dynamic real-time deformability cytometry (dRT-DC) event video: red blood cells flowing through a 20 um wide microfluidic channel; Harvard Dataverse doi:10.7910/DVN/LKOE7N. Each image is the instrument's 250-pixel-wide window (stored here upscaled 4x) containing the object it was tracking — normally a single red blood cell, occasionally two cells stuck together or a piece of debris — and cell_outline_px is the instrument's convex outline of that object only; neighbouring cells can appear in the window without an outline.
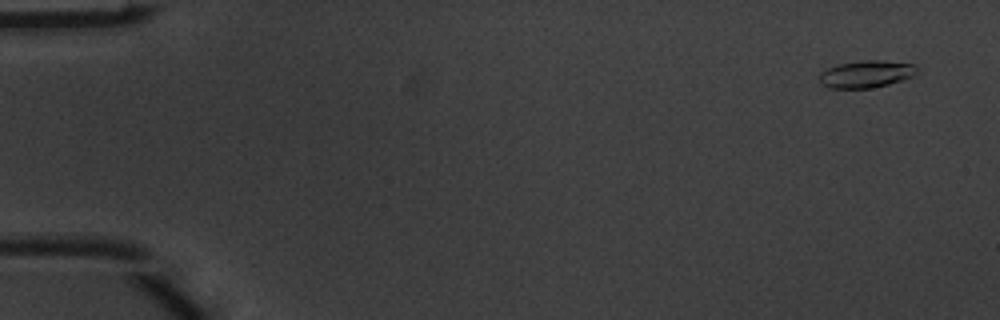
{"species": "common noctule bat (a hibernating species)", "species_latin": "Nyctalus noctula", "temperature_condition": "warm", "stored_images_in_passage": 5, "camera_frame_rate_fps": 3000, "um_per_image_px": 0.085, "animal": {"sex": "male", "body_mass_g": 20.1, "forearm_length_mm": 53.5}, "frame": {"image": 1, "passage_image": 1, "time_ms": 0.0, "image_size_px": [1000, 320], "cell_outline_px": [[920, 68], [912, 76], [888, 84], [868, 88], [828, 88], [820, 84], [820, 72], [828, 68], [840, 64], [864, 60], [880, 60], [916, 64]], "centroid_in_image_um": [73.63, 6.29], "position_along_channel_um": 11.4, "area_um2": 15.37}}